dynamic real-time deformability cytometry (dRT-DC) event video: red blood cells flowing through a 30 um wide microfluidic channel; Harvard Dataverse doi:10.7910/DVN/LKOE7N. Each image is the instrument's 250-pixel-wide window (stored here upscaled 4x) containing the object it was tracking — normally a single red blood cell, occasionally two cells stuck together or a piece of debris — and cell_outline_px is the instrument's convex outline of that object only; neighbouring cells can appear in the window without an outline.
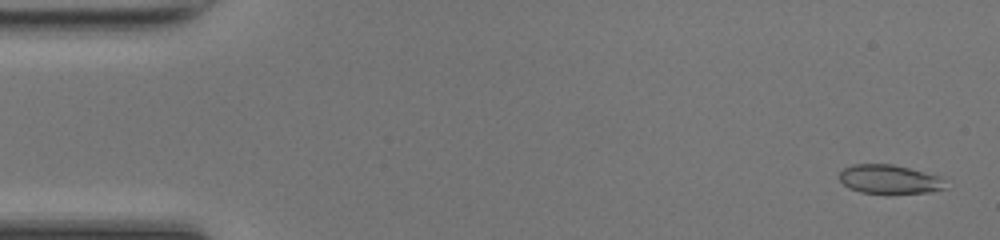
{"species": "common noctule bat (a hibernating species)", "species_latin": "Nyctalus noctula", "temperature_condition": "room temperature", "stored_images_in_passage": 48, "camera_frame_rate_fps": 3000, "um_per_image_px": 0.085, "animal": {"sex": "female", "body_mass_g": 17.0, "forearm_length_mm": 48.0}, "frame": {"image": 1, "passage_image": 2, "time_ms": 0.333, "image_size_px": [1000, 240], "cell_outline_px": [[944, 188], [932, 192], [888, 196], [860, 192], [848, 188], [840, 180], [840, 172], [844, 168], [852, 164], [892, 164], [940, 176], [944, 180]], "centroid_in_image_um": [75.59, 15.29], "position_along_channel_um": 9.4, "area_um2": 18.5}}
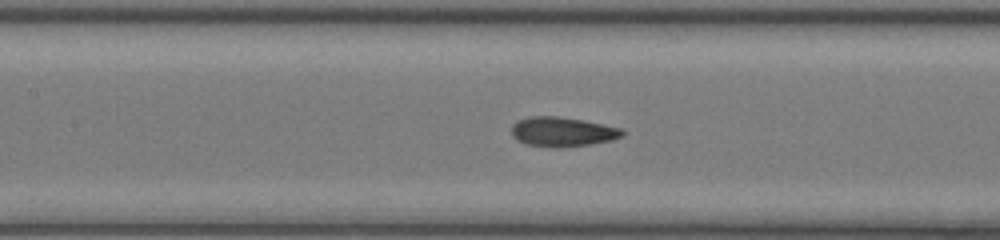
{"frame": {"image": 2, "passage_image": 22, "time_ms": 7.0, "image_size_px": [1000, 240], "cell_outline_px": [[624, 136], [612, 140], [592, 144], [556, 148], [528, 144], [516, 140], [512, 136], [512, 124], [516, 120], [532, 116], [556, 116], [584, 120], [620, 128], [624, 132]], "centroid_in_image_um": [47.79, 11.2], "position_along_channel_um": 159.6, "area_um2": 19.13}}
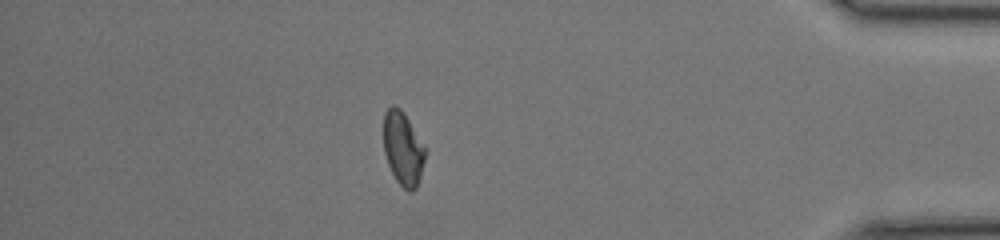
{"frame": {"image": 3, "passage_image": 42, "time_ms": 13.667, "image_size_px": [1000, 240], "cell_outline_px": [[424, 160], [420, 176], [416, 188], [412, 192], [408, 192], [396, 180], [388, 164], [384, 152], [384, 112], [392, 104], [396, 104], [404, 112], [424, 144]], "centroid_in_image_um": [34.24, 12.59], "position_along_channel_um": 401.0, "area_um2": 17.8}, "authors_computed_cell_mechanics": {"area_um2": 18.2648, "velocity_mm_per_s": 4.2985, "shape_relaxation_time_tau1_ms": null, "shape_relaxation_time_tau2_ms": 1.9909, "deformation_change_tau1": null, "deformation_change_tau2": 0.0716}}